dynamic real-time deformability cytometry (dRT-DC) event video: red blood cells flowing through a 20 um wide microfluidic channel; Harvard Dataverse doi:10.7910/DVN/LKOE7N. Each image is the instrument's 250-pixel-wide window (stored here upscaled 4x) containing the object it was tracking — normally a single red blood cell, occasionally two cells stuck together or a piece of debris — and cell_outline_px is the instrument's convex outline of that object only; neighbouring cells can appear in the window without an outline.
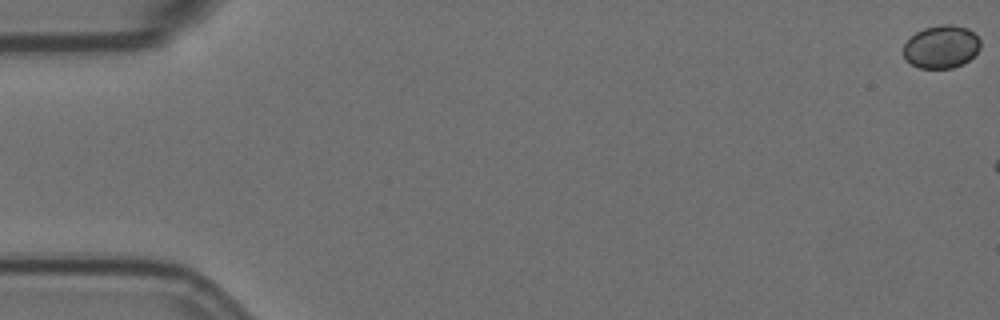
{"species": "Egyptian fruit bat (a non-hibernating species)", "species_latin": "Rousettus aegyptiacus", "temperature_condition": "room temperature", "stored_images_in_passage": 7, "camera_frame_rate_fps": 3000, "um_per_image_px": 0.085, "animal": {"sex": "female"}, "frame": {"image": 1, "passage_image": 1, "time_ms": 0.0, "image_size_px": [1000, 320], "cell_outline_px": [[980, 48], [964, 64], [952, 68], [920, 68], [904, 60], [904, 44], [916, 32], [924, 28], [940, 24], [952, 24], [968, 28], [980, 40]], "centroid_in_image_um": [80.0, 3.97], "position_along_channel_um": 5.0, "area_um2": 19.25}}